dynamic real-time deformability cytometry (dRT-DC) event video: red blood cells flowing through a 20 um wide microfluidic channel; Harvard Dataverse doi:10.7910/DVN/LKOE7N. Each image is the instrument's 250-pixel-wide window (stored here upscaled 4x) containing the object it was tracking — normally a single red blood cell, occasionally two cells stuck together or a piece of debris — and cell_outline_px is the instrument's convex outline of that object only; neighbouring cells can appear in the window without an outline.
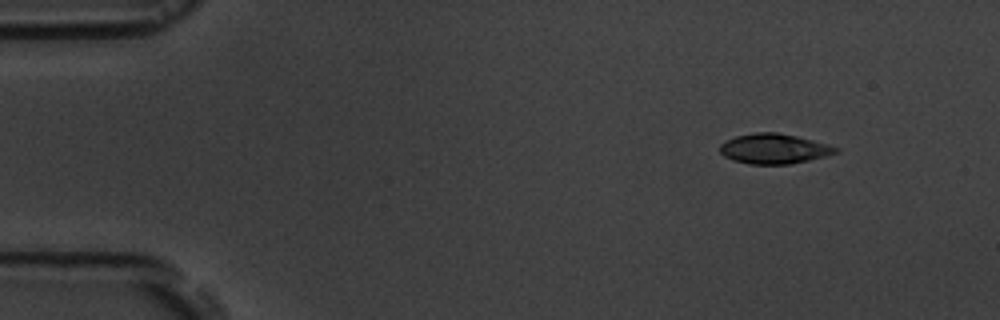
{"species": "common noctule bat (a hibernating species)", "species_latin": "Nyctalus noctula", "temperature_condition": "room temperature", "stored_images_in_passage": 6, "camera_frame_rate_fps": 3000, "um_per_image_px": 0.085, "animal": {"sex": "male", "body_mass_g": 19.5, "forearm_length_mm": 54.6}, "frame": {"image": 1, "passage_image": 2, "time_ms": 1.333, "image_size_px": [1000, 320], "cell_outline_px": [[840, 152], [808, 160], [788, 164], [748, 164], [732, 160], [724, 156], [720, 152], [720, 144], [724, 140], [736, 136], [756, 132], [776, 132], [796, 136], [812, 140], [840, 148]], "centroid_in_image_um": [65.76, 12.64], "position_along_channel_um": 19.2, "area_um2": 20.23}}
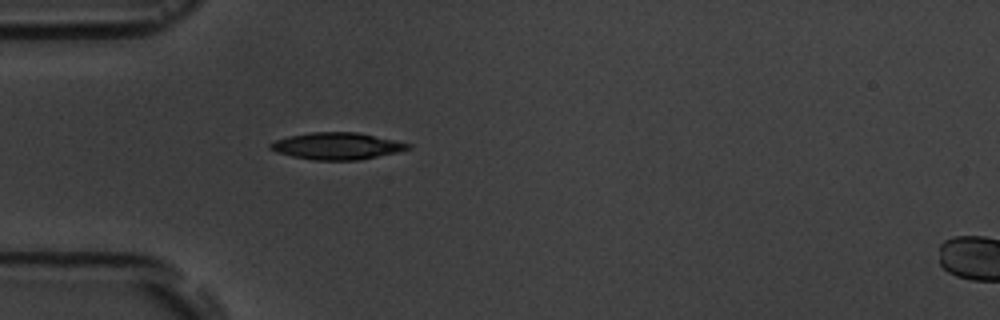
{"frame": {"image": 2, "passage_image": 5, "time_ms": 4.667, "image_size_px": [1000, 320], "cell_outline_px": [[412, 148], [396, 152], [360, 160], [312, 160], [292, 156], [276, 152], [268, 148], [268, 144], [276, 140], [292, 136], [312, 132], [356, 132], [412, 144]], "centroid_in_image_um": [28.63, 12.42], "position_along_channel_um": 56.4, "area_um2": 21.39}}